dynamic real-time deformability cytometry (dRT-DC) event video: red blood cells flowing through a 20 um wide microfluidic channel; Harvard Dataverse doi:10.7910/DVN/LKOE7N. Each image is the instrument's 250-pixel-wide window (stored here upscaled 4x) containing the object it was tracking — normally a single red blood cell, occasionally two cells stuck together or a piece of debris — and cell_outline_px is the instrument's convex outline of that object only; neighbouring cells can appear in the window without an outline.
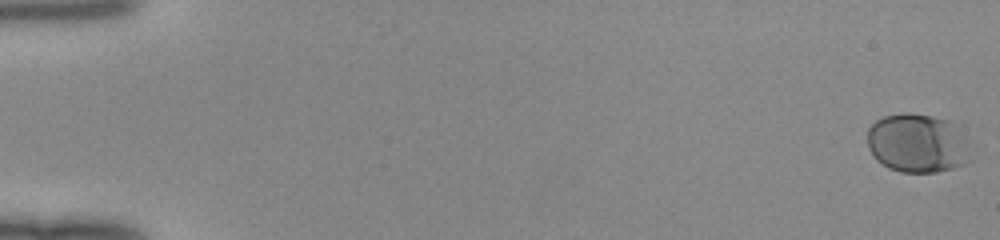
{"species": "human", "species_latin": "Homo sapiens", "temperature_condition": "room temperature", "stored_images_in_passage": 51, "camera_frame_rate_fps": 3000, "um_per_image_px": 0.085, "donor": {"sex": "female"}, "frame": {"image": 1, "passage_image": 1, "time_ms": 0.0, "image_size_px": [1000, 240], "cell_outline_px": [[976, 144], [972, 160], [964, 164], [952, 168], [936, 172], [900, 172], [888, 168], [876, 160], [872, 156], [868, 148], [868, 128], [876, 120], [884, 116], [932, 116], [952, 120], [960, 124]], "centroid_in_image_um": [78.17, 12.21], "position_along_channel_um": 6.8, "area_um2": 36.65}}
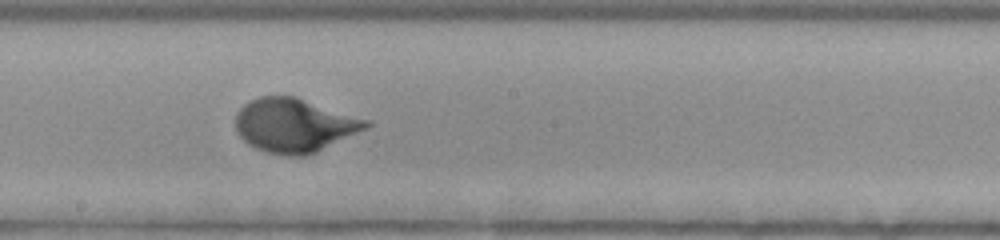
{"frame": {"image": 2, "passage_image": 30, "time_ms": 9.667, "image_size_px": [1000, 240], "cell_outline_px": [[372, 124], [368, 128], [316, 152], [304, 156], [284, 156], [268, 152], [256, 148], [248, 144], [236, 132], [236, 112], [244, 104], [260, 96], [296, 96], [372, 120]], "centroid_in_image_um": [25.06, 10.64], "position_along_channel_um": 223.1, "area_um2": 41.27}}
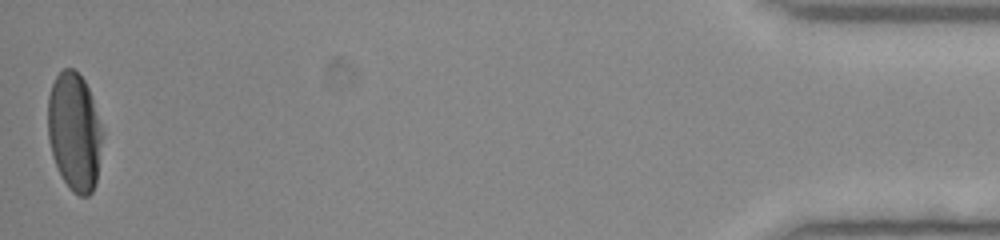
{"frame": {"image": 3, "passage_image": 51, "time_ms": 16.667, "image_size_px": [1000, 240], "cell_outline_px": [[100, 140], [96, 184], [92, 192], [88, 196], [80, 196], [72, 192], [68, 188], [52, 156], [48, 140], [48, 96], [52, 84], [56, 76], [64, 68], [72, 68], [84, 80], [92, 96], [100, 124]], "centroid_in_image_um": [6.29, 11.2], "position_along_channel_um": 428.9, "area_um2": 37.05}}